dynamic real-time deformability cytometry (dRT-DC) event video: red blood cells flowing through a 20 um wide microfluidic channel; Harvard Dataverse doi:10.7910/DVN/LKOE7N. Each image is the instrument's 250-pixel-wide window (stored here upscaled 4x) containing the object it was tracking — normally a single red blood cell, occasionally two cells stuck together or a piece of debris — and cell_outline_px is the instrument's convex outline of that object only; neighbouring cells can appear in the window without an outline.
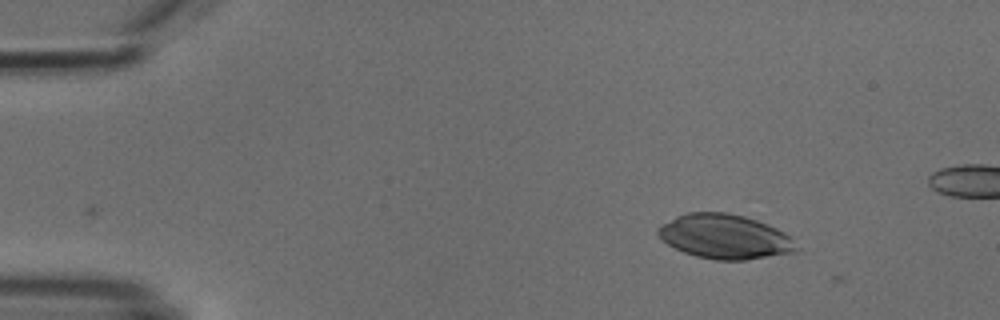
{"species": "common noctule bat (a hibernating species)", "species_latin": "Nyctalus noctula", "temperature_condition": "cold", "stored_images_in_passage": 5, "camera_frame_rate_fps": 3000, "um_per_image_px": 0.085, "animal": {"sex": "male", "body_mass_g": 18.8}, "frame": {"image": 1, "passage_image": 2, "time_ms": 1.333, "image_size_px": [1000, 320], "cell_outline_px": [[800, 248], [796, 252], [744, 260], [716, 260], [696, 256], [684, 252], [668, 244], [656, 232], [656, 228], [660, 224], [676, 216], [688, 212], [728, 212], [744, 216], [768, 224], [784, 232]], "centroid_in_image_um": [61.6, 20.1], "position_along_channel_um": 23.4, "area_um2": 35.84}}